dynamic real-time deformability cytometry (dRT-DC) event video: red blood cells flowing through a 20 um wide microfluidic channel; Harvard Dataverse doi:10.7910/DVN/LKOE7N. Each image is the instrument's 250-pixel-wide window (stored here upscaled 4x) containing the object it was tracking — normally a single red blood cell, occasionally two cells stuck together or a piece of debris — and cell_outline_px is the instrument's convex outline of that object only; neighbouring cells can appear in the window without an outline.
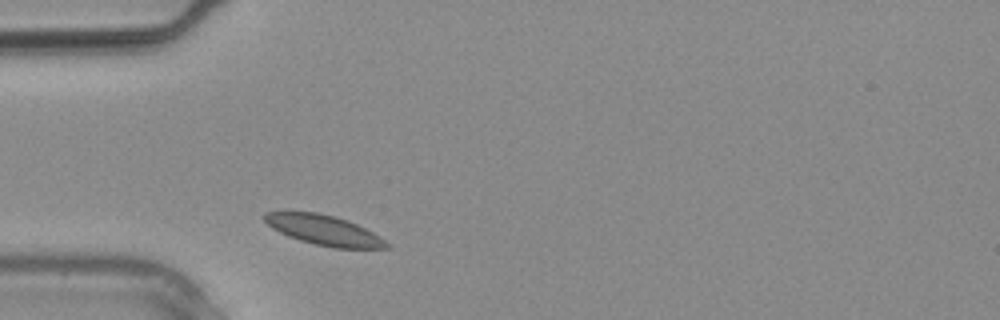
{"species": "common noctule bat (a hibernating species)", "species_latin": "Nyctalus noctula", "temperature_condition": "warm", "stored_images_in_passage": 1, "camera_frame_rate_fps": 3000, "um_per_image_px": 0.085, "animal": {"sex": "male", "body_mass_g": 20.4}, "frame": {"image": 1, "passage_image": 1, "time_ms": 0.0, "image_size_px": [1000, 320], "cell_outline_px": [[392, 248], [336, 248], [316, 244], [300, 240], [288, 236], [272, 228], [264, 220], [264, 212], [284, 208], [316, 212], [348, 220], [380, 236], [392, 244]], "centroid_in_image_um": [27.48, 19.51], "position_along_channel_um": 57.5, "area_um2": 21.91}}